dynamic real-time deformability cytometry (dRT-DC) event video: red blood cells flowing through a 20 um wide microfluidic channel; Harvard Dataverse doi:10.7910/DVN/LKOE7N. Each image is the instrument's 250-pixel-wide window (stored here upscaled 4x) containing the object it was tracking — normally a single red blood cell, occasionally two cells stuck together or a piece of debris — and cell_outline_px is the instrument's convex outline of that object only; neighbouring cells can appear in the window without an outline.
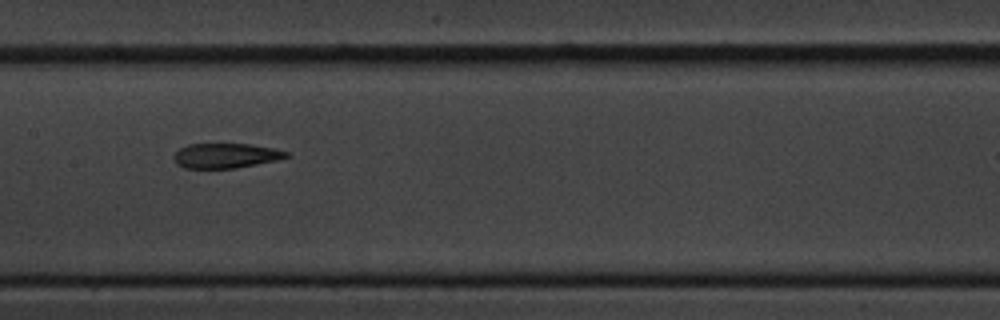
{"species": "common noctule bat (a hibernating species)", "species_latin": "Nyctalus noctula", "temperature_condition": "cold", "stored_images_in_passage": 10, "segment_of_instrument_passage": [1, 2], "camera_frame_rate_fps": 3000, "um_per_image_px": 0.085, "animal": {"sex": "male", "body_mass_g": 20.1, "forearm_length_mm": 53.5}, "frame": {"image": 1, "passage_image": 4, "time_ms": 3.333, "image_size_px": [1000, 320], "cell_outline_px": [[288, 156], [276, 160], [236, 168], [184, 168], [176, 164], [172, 156], [180, 148], [188, 144], [252, 144], [276, 148], [288, 152]], "centroid_in_image_um": [19.16, 13.23], "position_along_channel_um": 188.2, "area_um2": 16.3}}
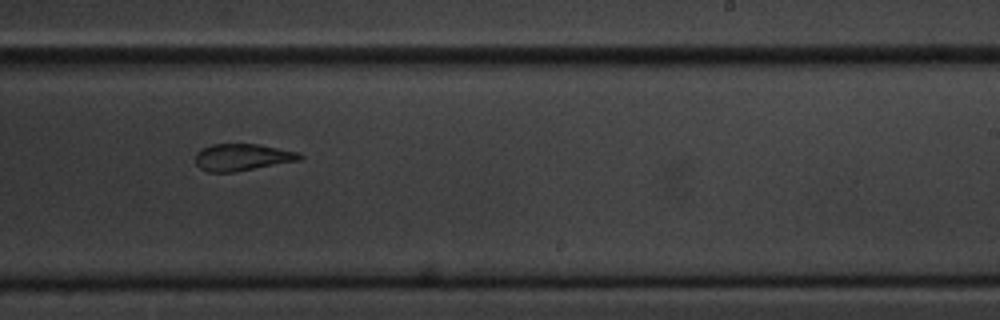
{"frame": {"image": 2, "passage_image": 6, "time_ms": 5.667, "image_size_px": [1000, 320], "cell_outline_px": [[304, 156], [300, 160], [236, 172], [208, 172], [200, 168], [196, 164], [196, 152], [200, 148], [212, 144], [260, 144], [300, 152]], "centroid_in_image_um": [20.6, 13.36], "position_along_channel_um": 268.4, "area_um2": 16.59}}
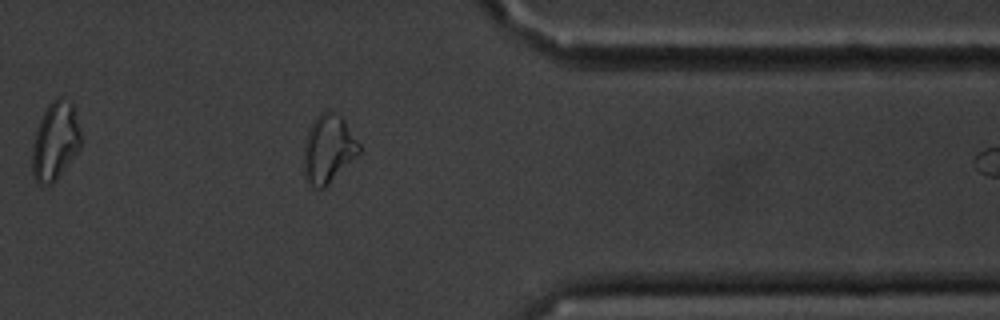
{"frame": {"image": 3, "passage_image": 9, "time_ms": 9.333, "image_size_px": [1000, 320], "cell_outline_px": [[364, 152], [324, 188], [316, 192], [304, 176], [304, 144], [308, 132], [316, 116], [320, 112], [332, 108], [344, 120], [364, 148]], "centroid_in_image_um": [27.97, 12.68], "position_along_channel_um": 383.4, "area_um2": 22.83}}